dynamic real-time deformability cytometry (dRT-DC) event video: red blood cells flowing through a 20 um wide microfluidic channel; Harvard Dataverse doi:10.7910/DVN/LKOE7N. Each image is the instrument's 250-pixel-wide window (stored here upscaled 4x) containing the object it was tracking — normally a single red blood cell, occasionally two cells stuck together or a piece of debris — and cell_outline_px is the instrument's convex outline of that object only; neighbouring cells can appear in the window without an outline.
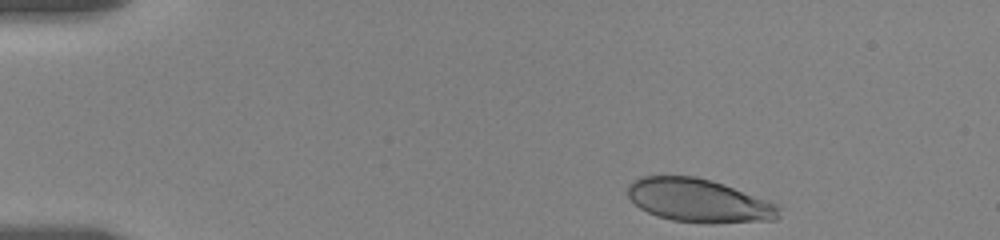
{"species": "human", "species_latin": "Homo sapiens", "temperature_condition": "room temperature", "stored_images_in_passage": 44, "camera_frame_rate_fps": 3000, "um_per_image_px": 0.085, "donor": {"sex": "female"}, "frame": {"image": 1, "passage_image": 1, "time_ms": 0.0, "image_size_px": [1000, 240], "cell_outline_px": [[780, 216], [776, 220], [712, 224], [708, 224], [672, 220], [656, 216], [640, 208], [628, 196], [628, 184], [632, 180], [640, 176], [696, 176], [712, 180], [724, 184], [780, 204]], "centroid_in_image_um": [59.44, 17.05], "position_along_channel_um": 25.6, "area_um2": 38.78}}
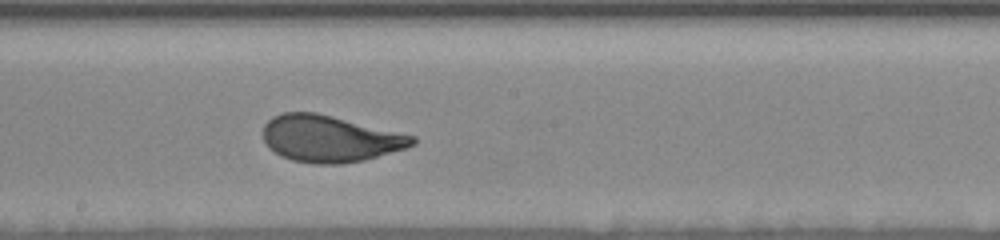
{"frame": {"image": 2, "passage_image": 25, "time_ms": 8.0, "image_size_px": [1000, 240], "cell_outline_px": [[416, 144], [404, 148], [364, 160], [340, 164], [312, 164], [292, 160], [280, 156], [268, 148], [264, 140], [264, 124], [272, 116], [284, 112], [316, 112], [416, 136]], "centroid_in_image_um": [28.01, 11.79], "position_along_channel_um": 220.2, "area_um2": 40.58}}
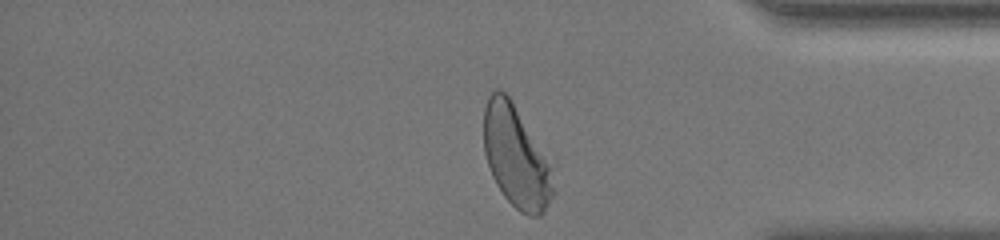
{"frame": {"image": 3, "passage_image": 42, "time_ms": 13.333, "image_size_px": [1000, 240], "cell_outline_px": [[556, 192], [544, 212], [540, 216], [528, 216], [520, 212], [504, 196], [496, 184], [492, 176], [484, 152], [484, 108], [488, 96], [496, 88], [500, 88], [508, 96], [548, 160]], "centroid_in_image_um": [43.85, 13.37], "position_along_channel_um": 391.3, "area_um2": 40.75}, "authors_computed_cell_mechanics": {"area_um2": 40.46, "velocity_mm_per_s": 3.4711, "shape_relaxation_time_tau1_ms": 2.7233, "shape_relaxation_time_tau2_ms": null, "deformation_change_tau1": 0.1549, "deformation_change_tau2": null}}